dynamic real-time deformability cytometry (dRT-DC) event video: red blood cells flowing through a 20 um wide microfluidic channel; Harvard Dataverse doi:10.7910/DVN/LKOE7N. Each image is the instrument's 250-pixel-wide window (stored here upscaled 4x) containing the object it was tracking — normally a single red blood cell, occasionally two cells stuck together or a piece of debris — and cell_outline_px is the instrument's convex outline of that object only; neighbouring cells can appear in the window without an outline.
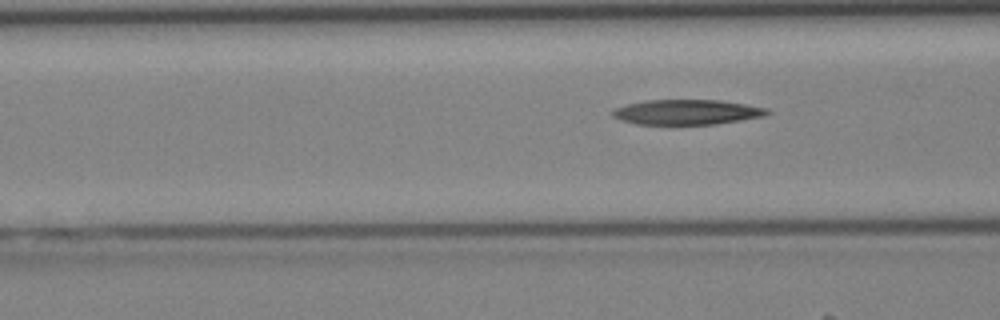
{"species": "Egyptian fruit bat (a non-hibernating species)", "species_latin": "Rousettus aegyptiacus", "temperature_condition": "cold", "stored_images_in_passage": 5, "segment_of_instrument_passage": [2, 2], "camera_frame_rate_fps": 3000, "um_per_image_px": 0.085, "animal": {"sex": "female"}, "frame": {"image": 1, "passage_image": 5, "time_ms": 1.333, "image_size_px": [1000, 320], "cell_outline_px": [[772, 112], [764, 116], [716, 124], [636, 124], [620, 120], [612, 116], [612, 112], [616, 108], [628, 104], [648, 100], [720, 100], [744, 104], [764, 108]], "centroid_in_image_um": [58.37, 9.53], "position_along_channel_um": 108.2, "area_um2": 22.31}}